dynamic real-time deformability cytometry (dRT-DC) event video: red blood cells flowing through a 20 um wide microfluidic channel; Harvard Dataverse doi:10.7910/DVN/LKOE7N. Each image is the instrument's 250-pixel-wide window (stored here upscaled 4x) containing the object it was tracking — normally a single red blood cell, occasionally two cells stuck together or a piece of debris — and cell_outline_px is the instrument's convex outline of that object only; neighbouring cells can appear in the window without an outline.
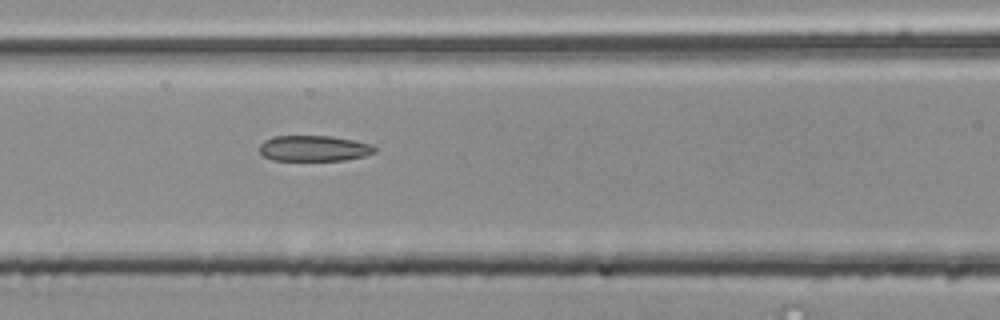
{"species": "common noctule bat (a hibernating species)", "species_latin": "Nyctalus noctula", "temperature_condition": "room temperature", "stored_images_in_passage": 55, "segment_of_instrument_passage": [2, 2], "camera_frame_rate_fps": 3000, "um_per_image_px": 0.085, "animal": {"sex": "male", "body_mass_g": 20.4}, "frame": {"image": 1, "passage_image": 24, "time_ms": 7.667, "image_size_px": [1000, 320], "cell_outline_px": [[376, 152], [364, 156], [344, 160], [272, 160], [264, 156], [260, 152], [260, 144], [264, 140], [272, 136], [328, 136], [352, 140], [372, 144], [376, 148]], "centroid_in_image_um": [26.68, 12.61], "position_along_channel_um": 139.9, "area_um2": 17.22}}
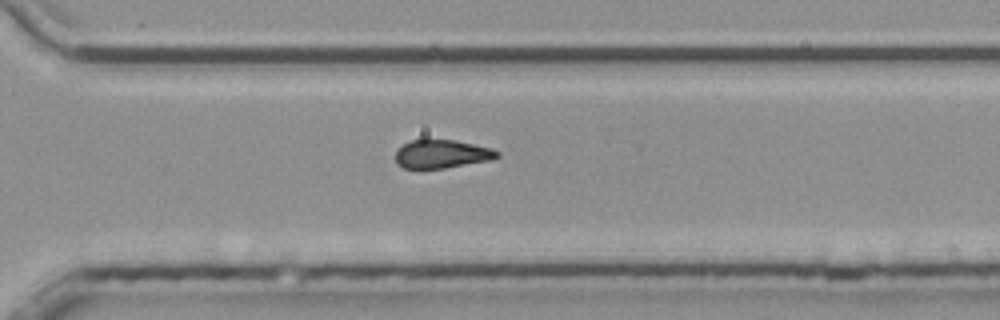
{"frame": {"image": 2, "passage_image": 39, "time_ms": 12.667, "image_size_px": [1000, 320], "cell_outline_px": [[500, 156], [492, 160], [444, 168], [404, 168], [396, 164], [396, 148], [412, 140], [456, 140], [492, 148], [500, 152]], "centroid_in_image_um": [37.57, 13.09], "position_along_channel_um": 333.0, "area_um2": 16.88}}
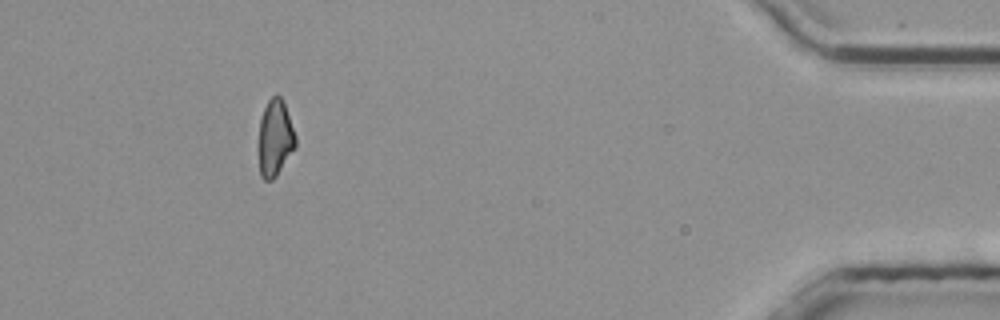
{"frame": {"image": 3, "passage_image": 50, "time_ms": 16.333, "image_size_px": [1000, 320], "cell_outline_px": [[296, 148], [276, 176], [272, 180], [264, 180], [260, 176], [256, 148], [260, 120], [264, 108], [268, 100], [276, 92], [284, 100], [296, 136]], "centroid_in_image_um": [23.35, 11.74], "position_along_channel_um": 411.8, "area_um2": 17.28}}